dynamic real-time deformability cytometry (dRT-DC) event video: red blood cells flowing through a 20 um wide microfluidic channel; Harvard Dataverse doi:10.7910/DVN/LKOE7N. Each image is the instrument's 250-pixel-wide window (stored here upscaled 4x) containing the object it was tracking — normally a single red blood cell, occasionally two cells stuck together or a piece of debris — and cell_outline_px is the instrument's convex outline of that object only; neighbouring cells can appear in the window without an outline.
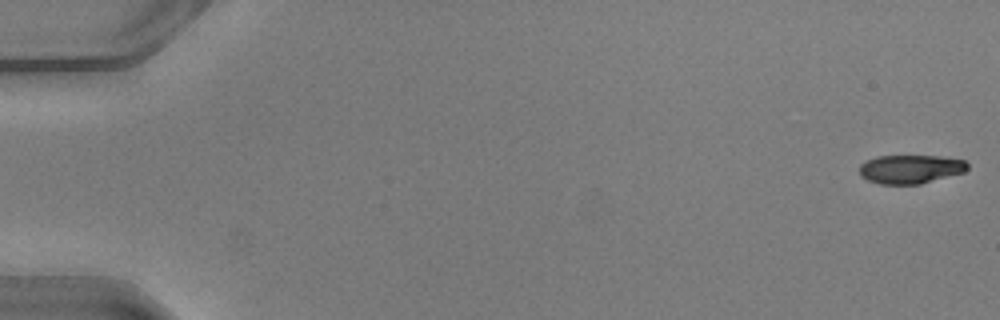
{"species": "common noctule bat (a hibernating species)", "species_latin": "Nyctalus noctula", "temperature_condition": "warm", "stored_images_in_passage": 51, "camera_frame_rate_fps": 3000, "um_per_image_px": 0.085, "animal": {"sex": "male", "body_mass_g": 20.5, "forearm_length_mm": 52.5}, "frame": {"image": 1, "passage_image": 1, "time_ms": 0.0, "image_size_px": [1000, 320], "cell_outline_px": [[968, 168], [964, 172], [920, 184], [880, 184], [868, 180], [860, 176], [860, 164], [876, 156], [940, 156], [964, 160], [968, 164]], "centroid_in_image_um": [77.38, 14.37], "position_along_channel_um": 7.6, "area_um2": 18.03}}
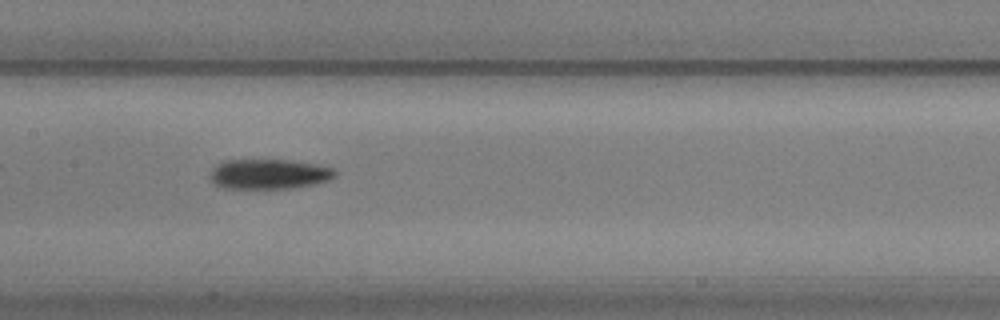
{"frame": {"image": 2, "passage_image": 26, "time_ms": 8.333, "image_size_px": [1000, 320], "cell_outline_px": [[336, 176], [328, 180], [316, 184], [292, 188], [224, 188], [212, 184], [208, 176], [212, 168], [216, 164], [224, 160], [284, 160], [316, 164], [332, 168], [336, 172]], "centroid_in_image_um": [22.8, 14.8], "position_along_channel_um": 184.6, "area_um2": 21.96}}
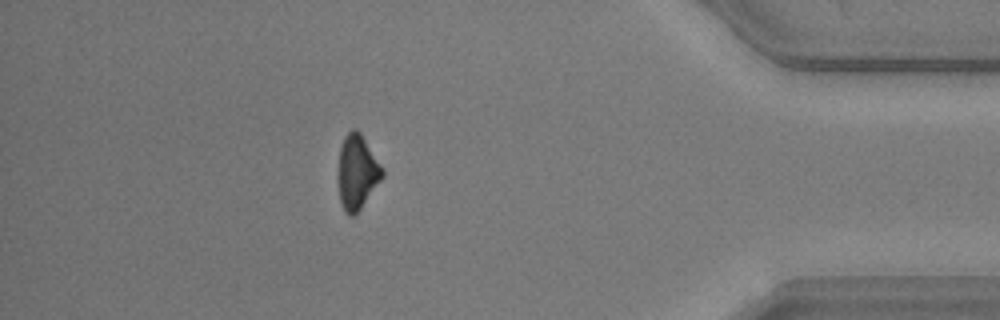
{"frame": {"image": 3, "passage_image": 45, "time_ms": 14.667, "image_size_px": [1000, 320], "cell_outline_px": [[384, 176], [360, 208], [352, 216], [348, 216], [344, 212], [340, 204], [336, 180], [336, 176], [340, 148], [344, 136], [352, 128], [356, 128], [360, 132], [384, 168]], "centroid_in_image_um": [30.32, 14.62], "position_along_channel_um": 404.9, "area_um2": 19.65}, "authors_computed_cell_mechanics": {"area_um2": 20.519, "velocity_mm_per_s": 4.0925, "shape_relaxation_time_tau1_ms": 7.4498, "shape_relaxation_time_tau2_ms": null, "deformation_change_tau1": 0.1809, "deformation_change_tau2": null}}